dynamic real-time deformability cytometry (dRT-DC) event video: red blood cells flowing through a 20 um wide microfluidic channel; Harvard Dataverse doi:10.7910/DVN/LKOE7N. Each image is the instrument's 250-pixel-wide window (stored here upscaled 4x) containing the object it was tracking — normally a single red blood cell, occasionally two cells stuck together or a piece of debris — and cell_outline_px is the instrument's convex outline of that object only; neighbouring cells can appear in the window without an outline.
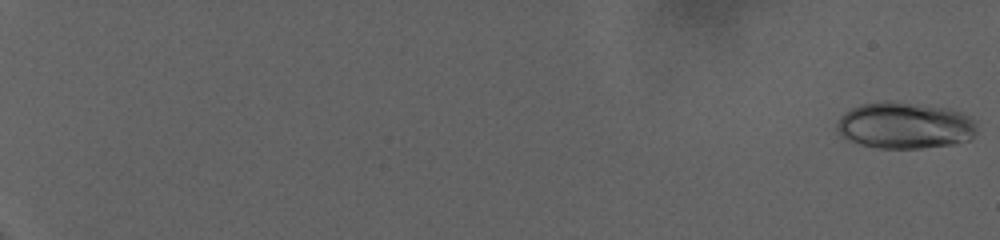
{"species": "human", "species_latin": "Homo sapiens", "temperature_condition": "warm", "stored_images_in_passage": 77, "camera_frame_rate_fps": 3000, "um_per_image_px": 0.085, "donor": {"sex": "female"}, "frame": {"image": 1, "passage_image": 1, "time_ms": 0.0, "image_size_px": [1000, 240], "cell_outline_px": [[976, 132], [968, 140], [952, 144], [920, 148], [876, 148], [848, 140], [840, 136], [836, 128], [836, 124], [840, 116], [844, 112], [860, 104], [888, 100], [948, 108], [972, 116], [976, 120]], "centroid_in_image_um": [76.9, 10.65], "position_along_channel_um": 8.1, "area_um2": 38.21}}
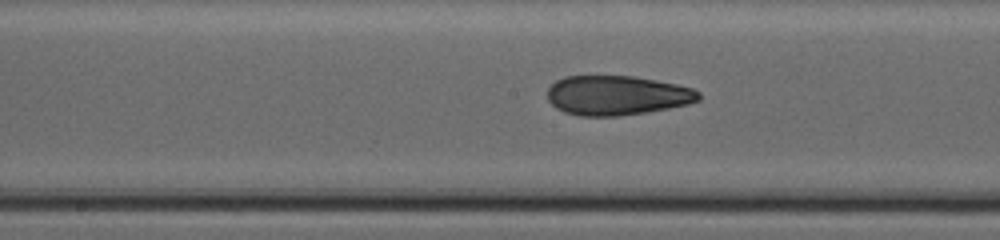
{"frame": {"image": 2, "passage_image": 47, "time_ms": 15.333, "image_size_px": [1000, 240], "cell_outline_px": [[700, 100], [688, 104], [648, 112], [616, 116], [580, 116], [564, 112], [556, 108], [548, 100], [548, 88], [556, 80], [564, 76], [632, 76], [656, 80], [676, 84], [692, 88], [700, 92]], "centroid_in_image_um": [52.43, 8.11], "position_along_channel_um": 195.8, "area_um2": 34.91}}
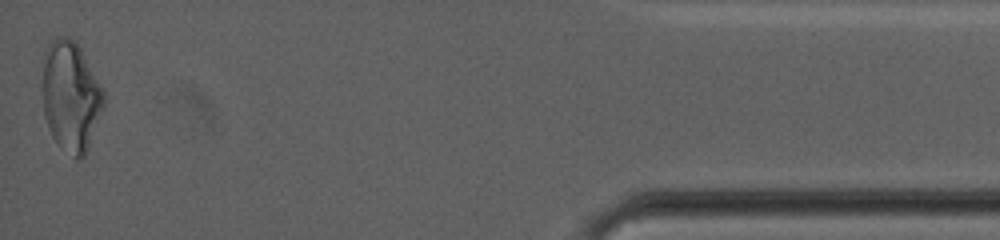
{"frame": {"image": 3, "passage_image": 77, "time_ms": 25.333, "image_size_px": [1000, 240], "cell_outline_px": [[104, 108], [88, 148], [84, 156], [80, 160], [60, 148], [52, 136], [48, 128], [44, 116], [40, 88], [44, 52], [48, 44], [56, 36], [68, 36], [76, 40], [104, 92]], "centroid_in_image_um": [5.97, 8.16], "position_along_channel_um": 429.2, "area_um2": 40.11}, "authors_computed_cell_mechanics": {"area_um2": 35.2002, "velocity_mm_per_s": 2.9417, "shape_relaxation_time_tau1_ms": null, "shape_relaxation_time_tau2_ms": 1.9572, "deformation_change_tau1": null, "deformation_change_tau2": 0.0784}}